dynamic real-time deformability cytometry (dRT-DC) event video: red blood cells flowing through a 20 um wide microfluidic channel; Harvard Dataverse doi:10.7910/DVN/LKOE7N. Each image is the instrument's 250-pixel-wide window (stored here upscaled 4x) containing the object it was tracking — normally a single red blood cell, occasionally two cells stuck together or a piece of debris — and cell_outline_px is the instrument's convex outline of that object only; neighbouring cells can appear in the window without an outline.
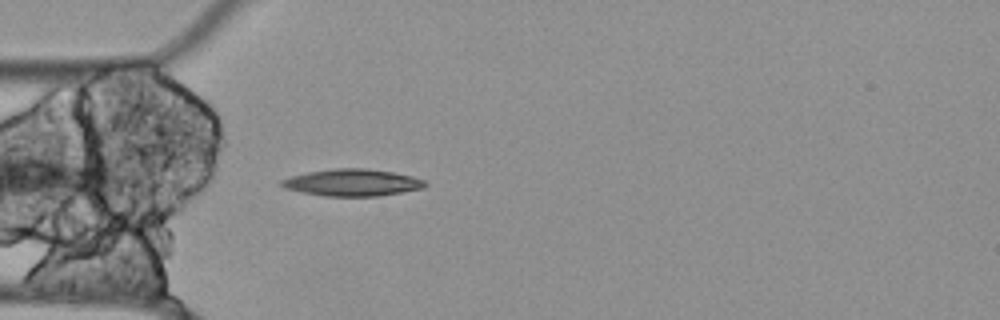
{"species": "Egyptian fruit bat (a non-hibernating species)", "species_latin": "Rousettus aegyptiacus", "temperature_condition": "cold", "stored_images_in_passage": 4, "camera_frame_rate_fps": 3000, "um_per_image_px": 0.085, "animal": {"sex": "female"}, "frame": {"image": 1, "passage_image": 1, "time_ms": 0.0, "image_size_px": [1000, 320], "cell_outline_px": [[428, 184], [424, 188], [380, 196], [324, 196], [300, 192], [284, 188], [280, 184], [280, 180], [292, 176], [308, 172], [336, 168], [364, 168], [392, 172], [412, 176], [424, 180]], "centroid_in_image_um": [29.95, 15.52], "position_along_channel_um": 55.1, "area_um2": 22.54}}
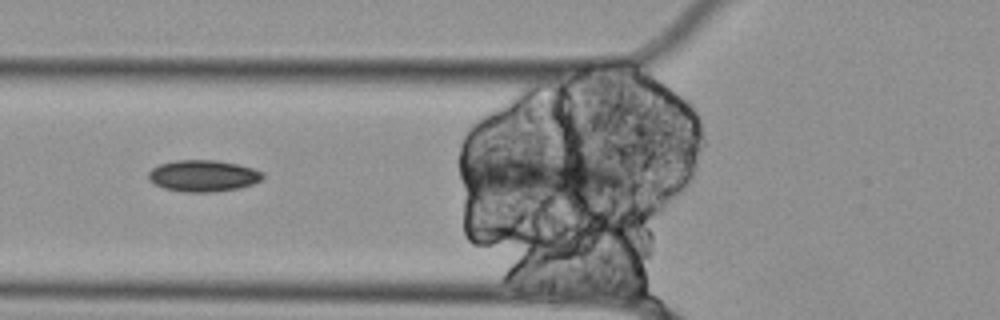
{"frame": {"image": 2, "passage_image": 3, "time_ms": 0.667, "image_size_px": [1000, 320], "cell_outline_px": [[264, 176], [260, 180], [252, 184], [240, 188], [212, 192], [184, 192], [164, 188], [152, 184], [148, 180], [148, 172], [152, 168], [160, 164], [176, 160], [216, 160], [236, 164], [252, 168], [264, 172]], "centroid_in_image_um": [17.24, 14.95], "position_along_channel_um": 108.6, "area_um2": 21.1}}